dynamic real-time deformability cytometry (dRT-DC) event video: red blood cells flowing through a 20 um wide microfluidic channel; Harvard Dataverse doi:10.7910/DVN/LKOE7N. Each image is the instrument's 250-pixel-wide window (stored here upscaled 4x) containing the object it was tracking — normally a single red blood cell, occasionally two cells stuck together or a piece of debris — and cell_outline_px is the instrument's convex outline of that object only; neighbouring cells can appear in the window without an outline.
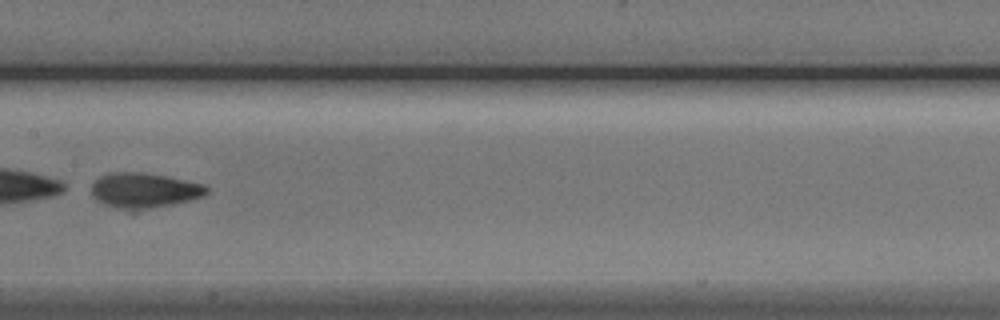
{"species": "Egyptian fruit bat (a non-hibernating species)", "species_latin": "Rousettus aegyptiacus", "temperature_condition": "cold", "stored_images_in_passage": 7, "camera_frame_rate_fps": 3000, "um_per_image_px": 0.085, "animal": {"sex": "male"}, "frame": {"image": 1, "passage_image": 6, "time_ms": 6.0, "image_size_px": [1000, 320], "cell_outline_px": [[208, 192], [204, 196], [172, 204], [132, 212], [128, 212], [104, 204], [96, 200], [92, 196], [92, 184], [100, 176], [112, 172], [144, 172], [168, 176], [204, 184], [208, 188]], "centroid_in_image_um": [12.23, 16.2], "position_along_channel_um": 195.2, "area_um2": 23.93}}
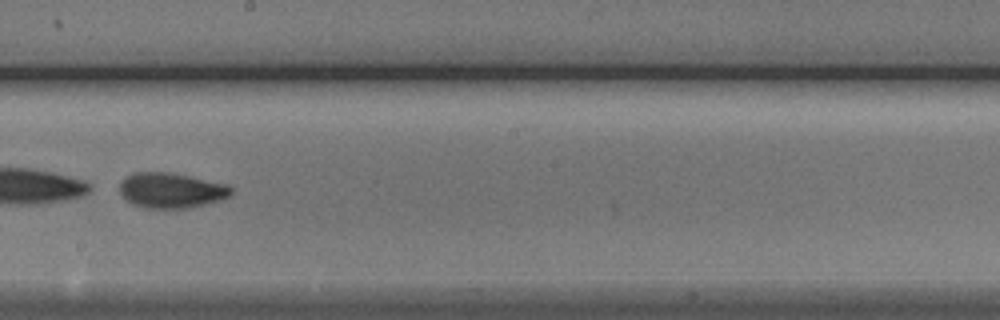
{"frame": {"image": 2, "passage_image": 7, "time_ms": 7.0, "image_size_px": [1000, 320], "cell_outline_px": [[232, 196], [220, 200], [204, 204], [184, 208], [144, 208], [132, 204], [120, 192], [120, 184], [124, 176], [132, 172], [168, 172], [228, 184], [232, 188]], "centroid_in_image_um": [14.55, 16.17], "position_along_channel_um": 233.7, "area_um2": 22.89}}